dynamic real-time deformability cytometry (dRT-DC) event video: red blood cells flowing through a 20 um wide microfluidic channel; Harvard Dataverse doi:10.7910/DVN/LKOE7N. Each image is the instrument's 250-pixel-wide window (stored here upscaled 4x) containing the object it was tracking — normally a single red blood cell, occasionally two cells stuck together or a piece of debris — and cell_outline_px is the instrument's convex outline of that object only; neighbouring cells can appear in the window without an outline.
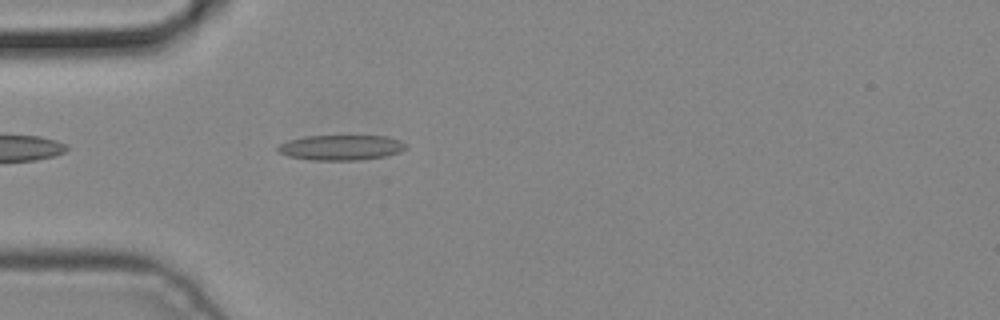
{"species": "common noctule bat (a hibernating species)", "species_latin": "Nyctalus noctula", "temperature_condition": "cold", "stored_images_in_passage": 3, "camera_frame_rate_fps": 3000, "um_per_image_px": 0.085, "animal": {"sex": "male", "body_mass_g": 19.2, "forearm_length_mm": 51.8}, "frame": {"image": 1, "passage_image": 3, "time_ms": 0.667, "image_size_px": [1000, 320], "cell_outline_px": [[408, 148], [400, 152], [384, 156], [360, 160], [312, 160], [288, 156], [276, 152], [276, 148], [280, 144], [288, 140], [304, 136], [388, 136], [400, 140], [408, 144]], "centroid_in_image_um": [29.0, 12.54], "position_along_channel_um": 56.0, "area_um2": 19.02}}